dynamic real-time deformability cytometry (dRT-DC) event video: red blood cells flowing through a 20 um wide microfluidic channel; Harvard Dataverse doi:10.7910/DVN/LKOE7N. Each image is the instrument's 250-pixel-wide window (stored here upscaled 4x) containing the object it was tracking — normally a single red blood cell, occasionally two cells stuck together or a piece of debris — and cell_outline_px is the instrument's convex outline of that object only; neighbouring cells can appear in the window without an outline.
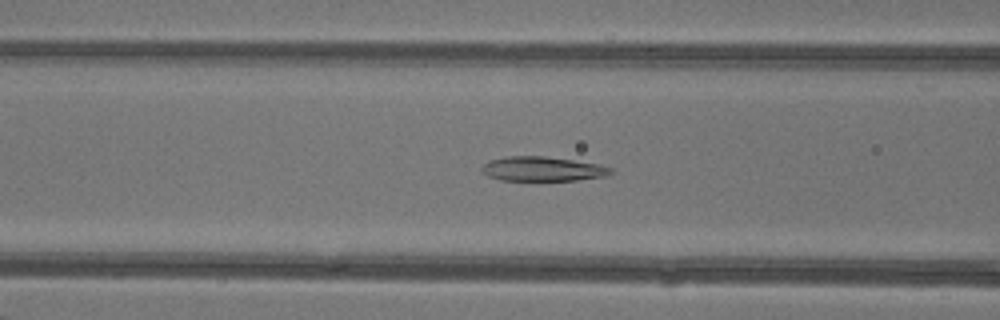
{"species": "common noctule bat (a hibernating species)", "species_latin": "Nyctalus noctula", "temperature_condition": "warm", "stored_images_in_passage": 48, "camera_frame_rate_fps": 3000, "um_per_image_px": 0.085, "animal": {"sex": "female"}, "frame": {"image": 1, "passage_image": 20, "time_ms": 6.333, "image_size_px": [1000, 320], "cell_outline_px": [[612, 172], [604, 176], [576, 180], [500, 180], [488, 176], [480, 168], [488, 160], [504, 156], [544, 156], [600, 164], [612, 168]], "centroid_in_image_um": [46.08, 14.35], "position_along_channel_um": 120.5, "area_um2": 18.32}}
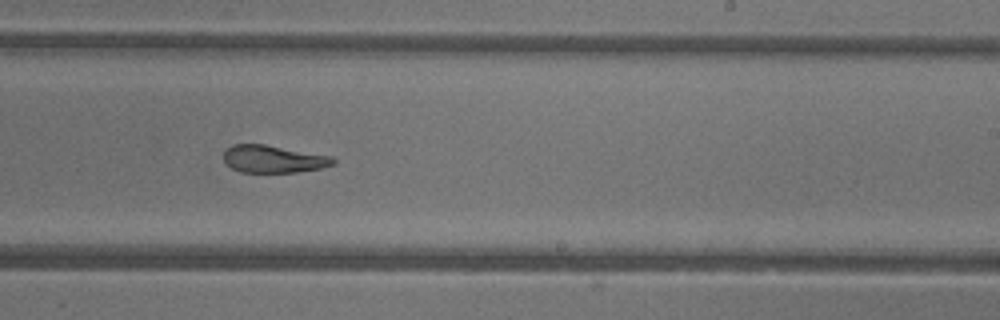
{"frame": {"image": 2, "passage_image": 30, "time_ms": 9.667, "image_size_px": [1000, 320], "cell_outline_px": [[336, 164], [320, 168], [296, 172], [240, 172], [232, 168], [224, 160], [224, 152], [232, 144], [264, 144], [332, 156], [336, 160]], "centroid_in_image_um": [23.26, 13.51], "position_along_channel_um": 265.7, "area_um2": 17.46}}
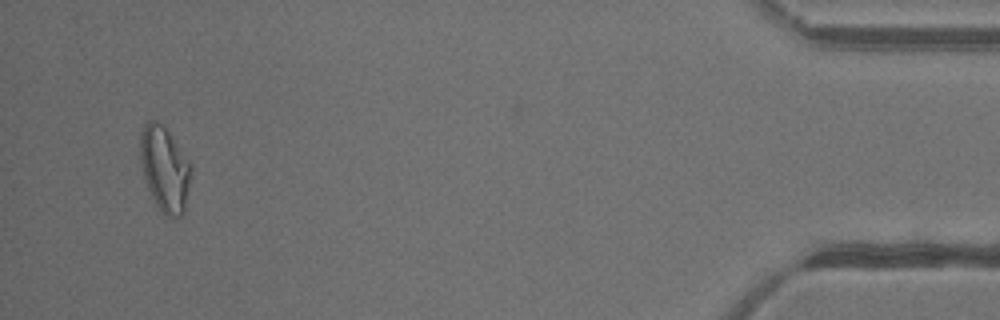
{"frame": {"image": 3, "passage_image": 46, "time_ms": 15.0, "image_size_px": [1000, 320], "cell_outline_px": [[192, 172], [184, 212], [180, 216], [172, 220], [156, 204], [144, 180], [140, 160], [140, 136], [144, 124], [148, 120], [156, 120], [164, 124], [192, 164]], "centroid_in_image_um": [14.01, 14.32], "position_along_channel_um": 421.2, "area_um2": 25.55}, "authors_computed_cell_mechanics": {"area_um2": 20.7502, "velocity_mm_per_s": 4.3666, "shape_relaxation_time_tau1_ms": null, "shape_relaxation_time_tau2_ms": 2.2739, "deformation_change_tau1": null, "deformation_change_tau2": 0.0961}}